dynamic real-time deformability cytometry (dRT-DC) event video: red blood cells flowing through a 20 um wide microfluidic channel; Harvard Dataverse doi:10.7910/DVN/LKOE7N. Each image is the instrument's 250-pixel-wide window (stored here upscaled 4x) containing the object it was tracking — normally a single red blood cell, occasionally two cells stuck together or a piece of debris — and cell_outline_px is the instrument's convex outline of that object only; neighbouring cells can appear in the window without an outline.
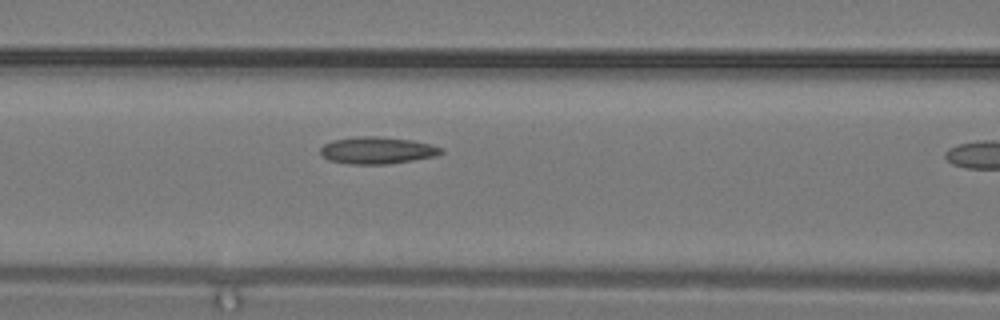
{"species": "common noctule bat (a hibernating species)", "species_latin": "Nyctalus noctula", "temperature_condition": "warm", "stored_images_in_passage": 9, "camera_frame_rate_fps": 3000, "um_per_image_px": 0.085, "animal": {"sex": "male", "body_mass_g": 19.2, "forearm_length_mm": 51.8}, "frame": {"image": 1, "passage_image": 8, "time_ms": 2.333, "image_size_px": [1000, 320], "cell_outline_px": [[444, 152], [436, 156], [388, 164], [352, 164], [328, 160], [320, 156], [320, 148], [324, 144], [332, 140], [356, 136], [376, 136], [412, 140], [428, 144], [440, 148]], "centroid_in_image_um": [32.0, 12.78], "position_along_channel_um": 134.6, "area_um2": 18.96}}